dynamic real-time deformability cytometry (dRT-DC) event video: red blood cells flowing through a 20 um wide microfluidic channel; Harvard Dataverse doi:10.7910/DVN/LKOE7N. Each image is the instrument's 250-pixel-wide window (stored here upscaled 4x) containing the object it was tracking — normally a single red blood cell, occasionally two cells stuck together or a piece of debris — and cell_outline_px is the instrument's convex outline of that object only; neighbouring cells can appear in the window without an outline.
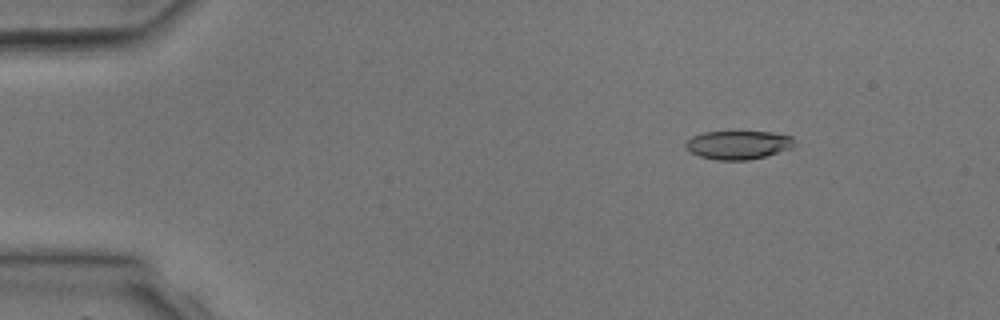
{"species": "common noctule bat (a hibernating species)", "species_latin": "Nyctalus noctula", "temperature_condition": "room temperature", "stored_images_in_passage": 3, "camera_frame_rate_fps": 3000, "um_per_image_px": 0.085, "animal": {"sex": "male", "body_mass_g": 17.9, "forearm_length_mm": 54.2}, "frame": {"image": 1, "passage_image": 1, "time_ms": 0.0, "image_size_px": [1000, 320], "cell_outline_px": [[796, 144], [792, 148], [764, 156], [748, 160], [716, 160], [700, 156], [688, 152], [684, 148], [684, 144], [692, 136], [704, 132], [772, 132], [792, 136]], "centroid_in_image_um": [62.73, 12.32], "position_along_channel_um": 22.3, "area_um2": 18.21}}